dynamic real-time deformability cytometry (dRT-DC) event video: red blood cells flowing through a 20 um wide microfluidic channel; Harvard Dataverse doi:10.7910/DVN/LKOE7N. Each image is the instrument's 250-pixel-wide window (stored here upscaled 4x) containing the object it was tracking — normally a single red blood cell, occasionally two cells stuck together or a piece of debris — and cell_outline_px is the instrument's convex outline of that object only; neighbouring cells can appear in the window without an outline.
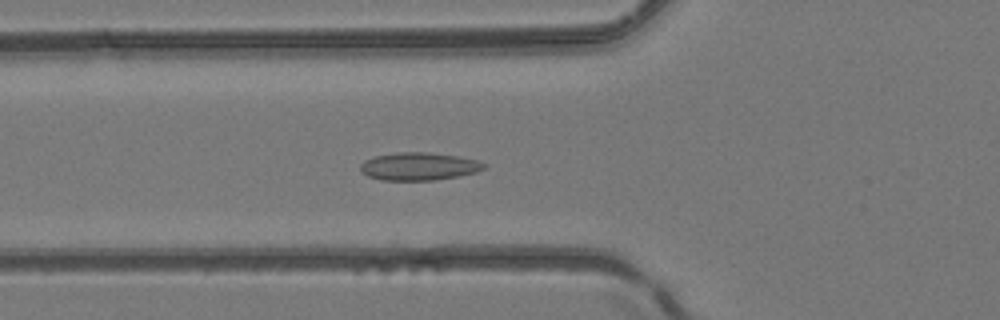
{"species": "common noctule bat (a hibernating species)", "species_latin": "Nyctalus noctula", "temperature_condition": "room temperature", "stored_images_in_passage": 48, "camera_frame_rate_fps": 3000, "um_per_image_px": 0.085, "animal": {"sex": "female", "body_mass_g": 24.6, "forearm_length_mm": 56.2}, "frame": {"image": 1, "passage_image": 18, "time_ms": 5.667, "image_size_px": [1000, 320], "cell_outline_px": [[488, 164], [484, 168], [476, 172], [436, 180], [380, 180], [368, 176], [360, 172], [360, 164], [364, 160], [376, 156], [396, 152], [428, 152], [456, 156], [476, 160]], "centroid_in_image_um": [35.57, 14.14], "position_along_channel_um": 90.2, "area_um2": 20.0}}
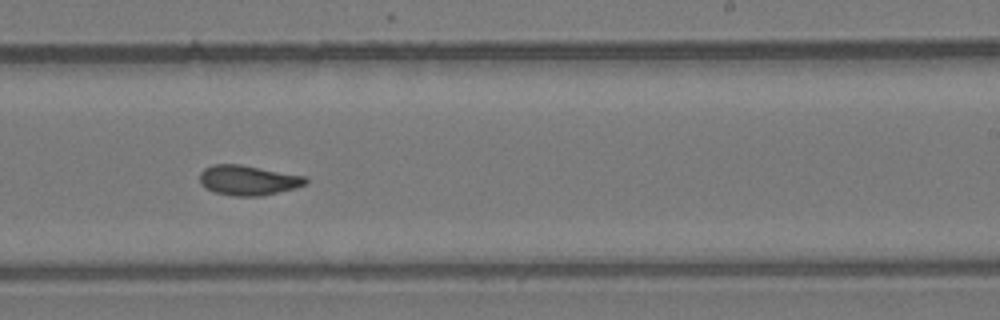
{"frame": {"image": 2, "passage_image": 30, "time_ms": 9.667, "image_size_px": [1000, 320], "cell_outline_px": [[308, 180], [304, 184], [292, 188], [260, 196], [232, 196], [216, 192], [204, 188], [200, 184], [200, 172], [204, 168], [212, 164], [240, 164], [304, 176]], "centroid_in_image_um": [21.01, 15.31], "position_along_channel_um": 268.0, "area_um2": 18.26}}
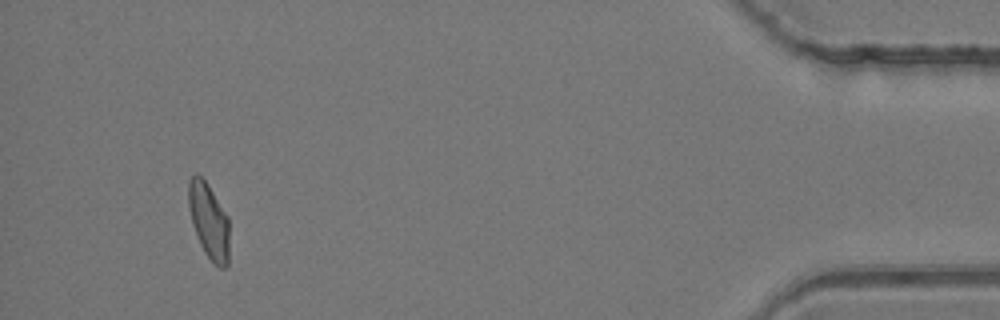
{"frame": {"image": 3, "passage_image": 45, "time_ms": 14.667, "image_size_px": [1000, 320], "cell_outline_px": [[228, 268], [220, 268], [204, 252], [200, 244], [192, 224], [188, 208], [188, 180], [196, 172], [208, 184], [228, 216]], "centroid_in_image_um": [17.74, 18.75], "position_along_channel_um": 417.5, "area_um2": 17.98}}